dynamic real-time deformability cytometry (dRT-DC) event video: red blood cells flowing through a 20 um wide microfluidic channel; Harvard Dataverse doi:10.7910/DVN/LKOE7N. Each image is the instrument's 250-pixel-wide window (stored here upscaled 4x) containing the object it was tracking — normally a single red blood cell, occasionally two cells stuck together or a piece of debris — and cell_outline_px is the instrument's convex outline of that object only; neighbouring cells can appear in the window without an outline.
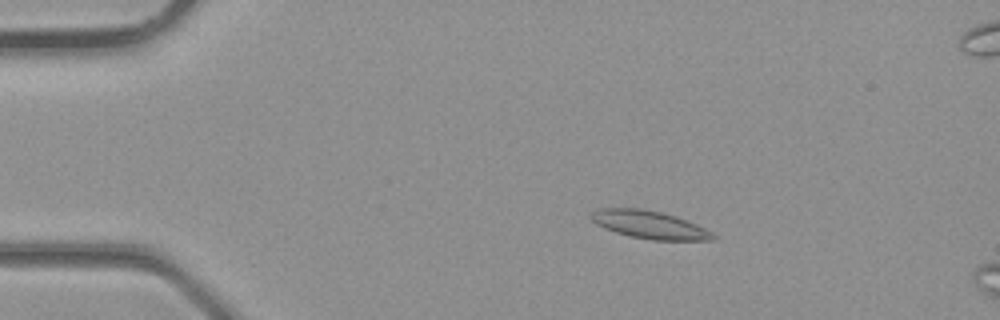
{"species": "common noctule bat (a hibernating species)", "species_latin": "Nyctalus noctula", "temperature_condition": "room temperature", "stored_images_in_passage": 3, "camera_frame_rate_fps": 3000, "um_per_image_px": 0.085, "animal": {"sex": "male", "body_mass_g": 23.1, "forearm_length_mm": 52.7}, "frame": {"image": 1, "passage_image": 1, "time_ms": 0.0, "image_size_px": [1000, 320], "cell_outline_px": [[716, 240], [652, 240], [628, 236], [616, 232], [596, 224], [588, 216], [592, 212], [600, 208], [644, 208], [676, 216], [696, 224], [712, 232], [716, 236]], "centroid_in_image_um": [55.2, 19.1], "position_along_channel_um": 29.8, "area_um2": 19.83}}